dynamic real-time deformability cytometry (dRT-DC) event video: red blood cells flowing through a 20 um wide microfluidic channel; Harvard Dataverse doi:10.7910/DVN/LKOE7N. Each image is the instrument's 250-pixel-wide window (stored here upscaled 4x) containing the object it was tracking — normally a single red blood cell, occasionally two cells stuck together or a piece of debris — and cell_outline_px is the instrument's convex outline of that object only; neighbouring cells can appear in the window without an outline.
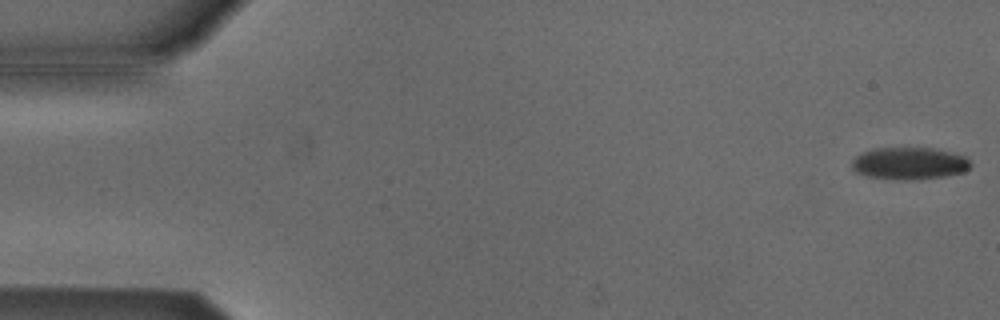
{"species": "Egyptian fruit bat (a non-hibernating species)", "species_latin": "Rousettus aegyptiacus", "temperature_condition": "cold", "stored_images_in_passage": 54, "camera_frame_rate_fps": 3000, "um_per_image_px": 0.085, "animal": {"sex": "male"}, "frame": {"image": 1, "passage_image": 1, "time_ms": 0.0, "image_size_px": [1000, 320], "cell_outline_px": [[964, 168], [948, 172], [876, 172], [864, 168], [860, 164], [860, 160], [868, 156], [916, 152], [944, 156], [964, 160]], "centroid_in_image_um": [77.49, 13.86], "position_along_channel_um": 7.5, "area_um2": 12.14}}
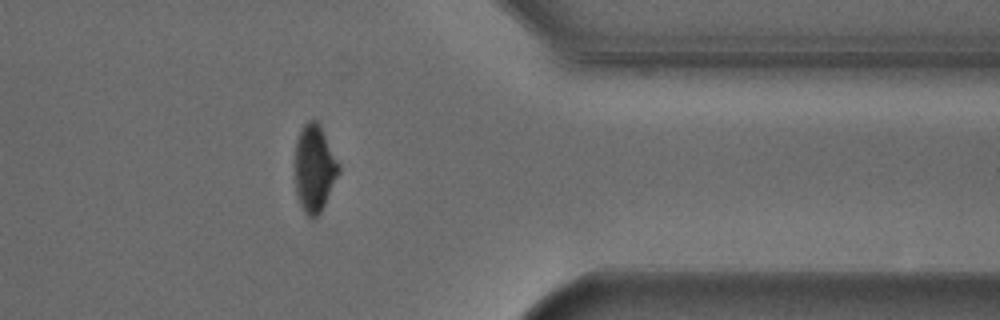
{"frame": {"image": 2, "passage_image": 43, "time_ms": 14.0, "image_size_px": [1000, 320], "cell_outline_px": [[336, 172], [320, 208], [316, 212], [312, 212], [308, 208], [304, 200], [300, 180], [300, 140], [304, 132], [312, 124], [316, 128], [336, 164]], "centroid_in_image_um": [26.8, 14.33], "position_along_channel_um": 384.6, "area_um2": 15.55}}
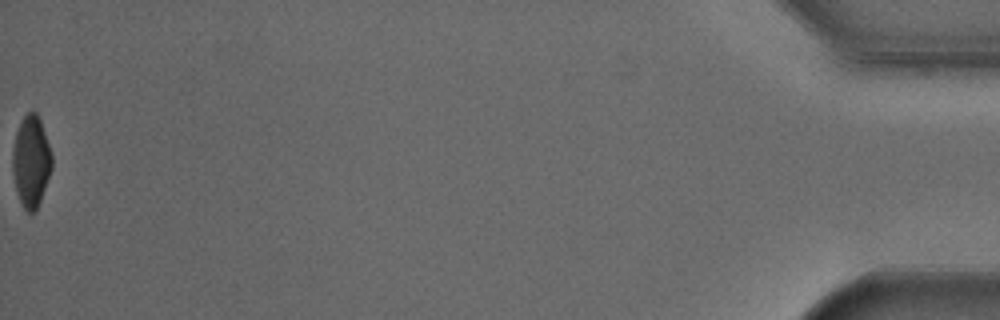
{"frame": {"image": 3, "passage_image": 54, "time_ms": 17.667, "image_size_px": [1000, 320], "cell_outline_px": [[48, 172], [40, 196], [36, 204], [32, 208], [28, 208], [24, 204], [20, 192], [16, 164], [16, 148], [20, 128], [24, 120], [32, 112], [36, 116], [48, 148]], "centroid_in_image_um": [2.68, 13.66], "position_along_channel_um": 432.5, "area_um2": 16.18}, "authors_computed_cell_mechanics": {"area_um2": 10.7797, "velocity_mm_per_s": 3.8045, "shape_relaxation_time_tau1_ms": 9.027, "shape_relaxation_time_tau2_ms": 3.4131, "deformation_change_tau1": 0.3363, "deformation_change_tau2": 0.0914}}